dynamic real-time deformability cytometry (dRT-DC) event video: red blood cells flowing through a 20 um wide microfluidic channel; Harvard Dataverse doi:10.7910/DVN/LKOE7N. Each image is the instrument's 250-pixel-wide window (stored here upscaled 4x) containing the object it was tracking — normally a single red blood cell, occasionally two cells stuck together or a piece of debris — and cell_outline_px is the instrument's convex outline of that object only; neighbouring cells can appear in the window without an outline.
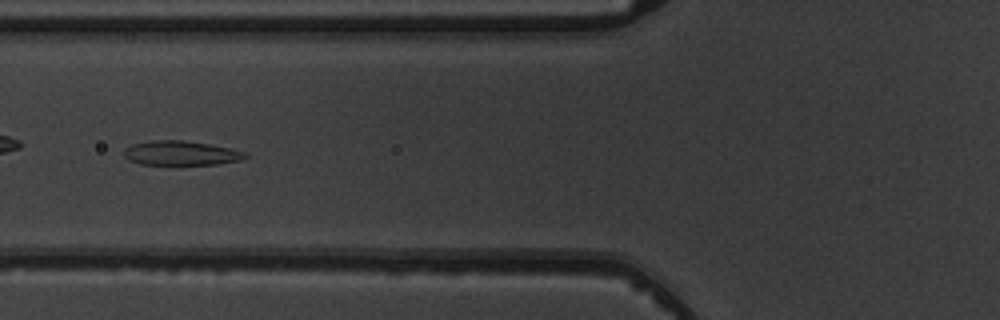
{"species": "common noctule bat (a hibernating species)", "species_latin": "Nyctalus noctula", "temperature_condition": "warm", "stored_images_in_passage": 6, "camera_frame_rate_fps": 3000, "um_per_image_px": 0.085, "animal": {"sex": "male", "body_mass_g": 19.5, "forearm_length_mm": 54.6}, "frame": {"image": 1, "passage_image": 6, "time_ms": 6.333, "image_size_px": [1000, 320], "cell_outline_px": [[248, 156], [240, 160], [216, 164], [140, 164], [128, 160], [124, 156], [124, 148], [132, 144], [148, 140], [184, 140], [232, 148], [244, 152]], "centroid_in_image_um": [15.33, 13.0], "position_along_channel_um": 110.5, "area_um2": 17.22}}